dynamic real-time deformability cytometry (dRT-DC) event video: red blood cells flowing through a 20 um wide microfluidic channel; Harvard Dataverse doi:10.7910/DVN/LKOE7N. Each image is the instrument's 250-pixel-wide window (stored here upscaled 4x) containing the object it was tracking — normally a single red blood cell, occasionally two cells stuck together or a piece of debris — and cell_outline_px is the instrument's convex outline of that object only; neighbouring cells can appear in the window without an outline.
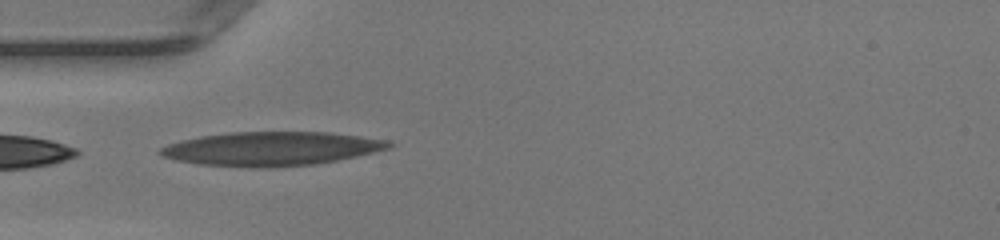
{"species": "human", "species_latin": "Homo sapiens", "temperature_condition": "warm", "stored_images_in_passage": 34, "camera_frame_rate_fps": 3000, "um_per_image_px": 0.085, "donor": {"sex": "female"}, "frame": {"image": 1, "passage_image": 1, "time_ms": 0.0, "image_size_px": [1000, 240], "cell_outline_px": [[396, 144], [388, 148], [356, 156], [316, 164], [268, 168], [256, 168], [200, 164], [176, 160], [164, 156], [156, 152], [160, 148], [168, 144], [180, 140], [200, 136], [232, 132], [328, 132], [360, 136], [388, 140]], "centroid_in_image_um": [23.04, 12.64], "position_along_channel_um": 62.0, "area_um2": 45.14}}
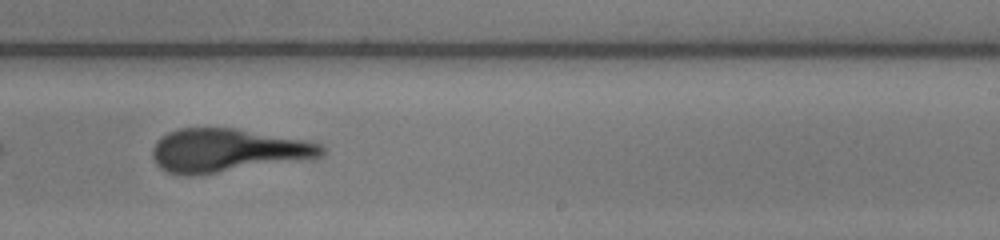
{"frame": {"image": 2, "passage_image": 16, "time_ms": 5.0, "image_size_px": [1000, 240], "cell_outline_px": [[324, 152], [320, 156], [216, 172], [188, 176], [168, 172], [160, 168], [156, 164], [152, 156], [152, 148], [156, 140], [160, 136], [168, 132], [180, 128], [236, 128], [308, 140], [320, 144], [324, 148]], "centroid_in_image_um": [19.24, 12.75], "position_along_channel_um": 269.8, "area_um2": 42.08}}
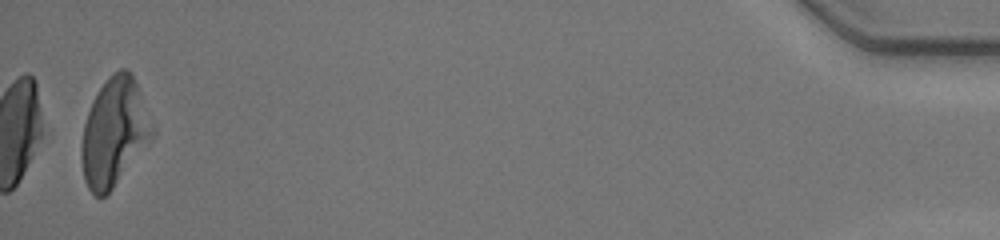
{"frame": {"image": 3, "passage_image": 34, "time_ms": 11.0, "image_size_px": [1000, 240], "cell_outline_px": [[152, 136], [112, 188], [100, 200], [88, 188], [84, 180], [80, 156], [80, 148], [84, 124], [92, 100], [96, 92], [108, 76], [112, 72], [120, 68], [128, 68], [132, 72], [152, 132]], "centroid_in_image_um": [9.61, 11.22], "position_along_channel_um": 425.6, "area_um2": 43.29}}